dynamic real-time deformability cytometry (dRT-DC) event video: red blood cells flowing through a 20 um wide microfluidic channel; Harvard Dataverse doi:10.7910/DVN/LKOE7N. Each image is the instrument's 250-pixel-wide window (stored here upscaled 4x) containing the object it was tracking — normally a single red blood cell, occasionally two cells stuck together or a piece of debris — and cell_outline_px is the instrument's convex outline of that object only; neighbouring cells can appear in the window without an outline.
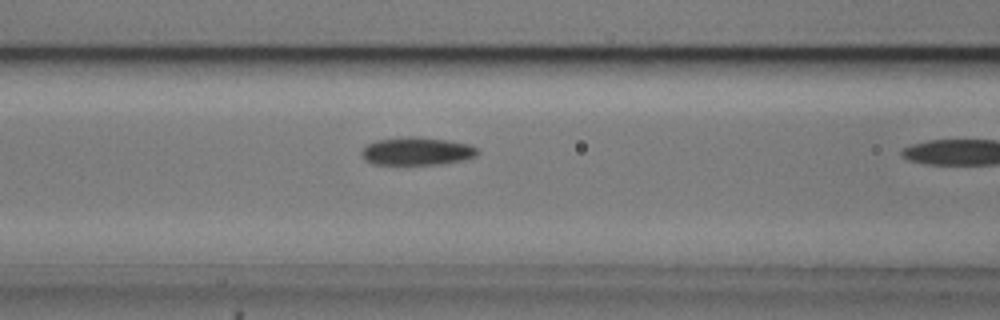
{"species": "common noctule bat (a hibernating species)", "species_latin": "Nyctalus noctula", "temperature_condition": "cold", "stored_images_in_passage": 10, "camera_frame_rate_fps": 3000, "um_per_image_px": 0.085, "animal": {"sex": "male", "body_mass_g": 20.5, "forearm_length_mm": 52.5}, "frame": {"image": 1, "passage_image": 9, "time_ms": 2.667, "image_size_px": [1000, 320], "cell_outline_px": [[480, 152], [476, 156], [464, 160], [444, 164], [372, 164], [364, 160], [360, 152], [368, 144], [376, 140], [404, 136], [416, 136], [448, 140], [468, 144], [476, 148]], "centroid_in_image_um": [35.43, 12.85], "position_along_channel_um": 131.2, "area_um2": 19.07}}